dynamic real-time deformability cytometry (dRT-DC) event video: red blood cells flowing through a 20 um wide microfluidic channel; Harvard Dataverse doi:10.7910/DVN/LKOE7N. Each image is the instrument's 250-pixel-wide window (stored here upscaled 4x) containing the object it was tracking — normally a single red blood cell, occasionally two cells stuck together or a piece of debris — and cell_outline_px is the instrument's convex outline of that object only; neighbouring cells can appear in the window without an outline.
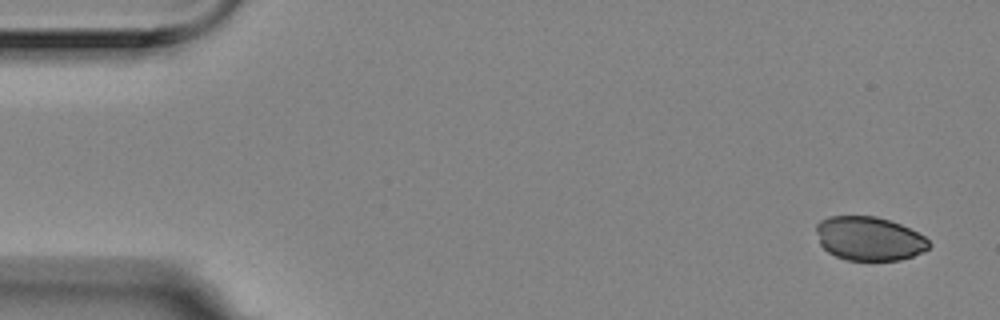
{"species": "Egyptian fruit bat (a non-hibernating species)", "species_latin": "Rousettus aegyptiacus", "temperature_condition": "room temperature", "stored_images_in_passage": 5, "camera_frame_rate_fps": 3000, "um_per_image_px": 0.085, "animal": {"sex": "female"}, "frame": {"image": 1, "passage_image": 1, "time_ms": 0.0, "image_size_px": [1000, 320], "cell_outline_px": [[932, 244], [924, 252], [900, 260], [848, 260], [836, 256], [828, 252], [820, 244], [816, 232], [816, 224], [820, 220], [828, 216], [876, 216], [900, 224], [924, 236]], "centroid_in_image_um": [73.87, 20.28], "position_along_channel_um": 11.1, "area_um2": 28.84}}
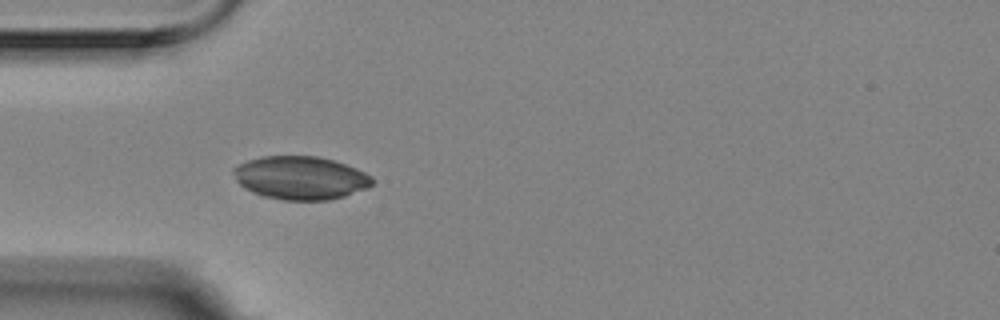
{"frame": {"image": 2, "passage_image": 5, "time_ms": 1.333, "image_size_px": [1000, 320], "cell_outline_px": [[372, 184], [368, 188], [344, 196], [328, 200], [284, 200], [260, 196], [244, 188], [236, 180], [232, 172], [232, 168], [248, 160], [264, 156], [316, 156], [332, 160], [356, 168], [372, 176]], "centroid_in_image_um": [25.52, 15.12], "position_along_channel_um": 59.5, "area_um2": 34.97}}